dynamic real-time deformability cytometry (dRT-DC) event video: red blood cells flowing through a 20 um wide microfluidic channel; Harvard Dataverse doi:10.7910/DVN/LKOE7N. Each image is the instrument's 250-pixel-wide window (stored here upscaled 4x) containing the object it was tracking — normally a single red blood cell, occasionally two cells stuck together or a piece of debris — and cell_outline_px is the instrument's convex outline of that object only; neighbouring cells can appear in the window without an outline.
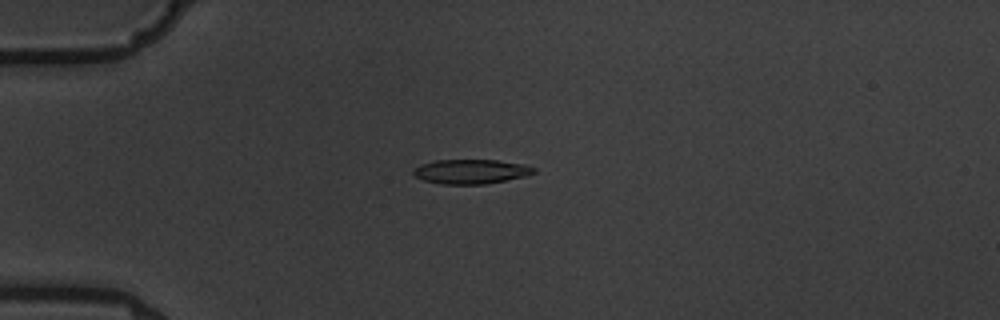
{"species": "common noctule bat (a hibernating species)", "species_latin": "Nyctalus noctula", "temperature_condition": "warm", "stored_images_in_passage": 10, "camera_frame_rate_fps": 3000, "um_per_image_px": 0.085, "animal": {"sex": "male", "body_mass_g": 19.5, "forearm_length_mm": 54.6}, "frame": {"image": 1, "passage_image": 4, "time_ms": 3.667, "image_size_px": [1000, 320], "cell_outline_px": [[536, 172], [528, 176], [484, 184], [440, 184], [424, 180], [416, 176], [412, 172], [412, 168], [420, 164], [436, 160], [496, 160], [524, 164], [536, 168]], "centroid_in_image_um": [40.04, 14.58], "position_along_channel_um": 45.0, "area_um2": 17.28}}
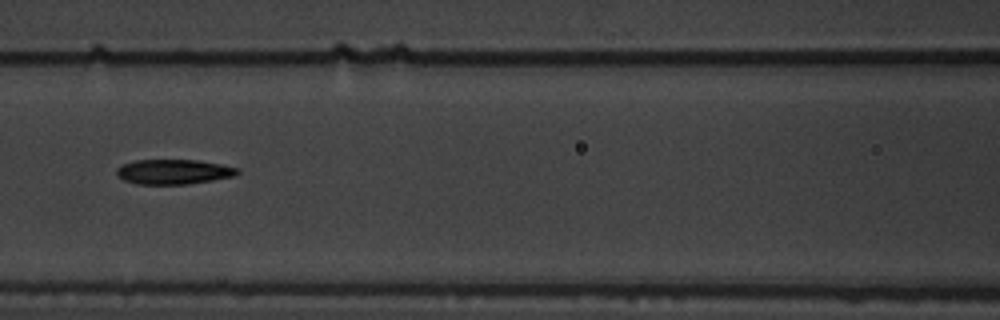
{"frame": {"image": 2, "passage_image": 7, "time_ms": 7.333, "image_size_px": [1000, 320], "cell_outline_px": [[240, 172], [236, 176], [188, 184], [136, 184], [124, 180], [116, 176], [116, 168], [124, 164], [136, 160], [196, 160], [220, 164], [240, 168]], "centroid_in_image_um": [14.76, 14.6], "position_along_channel_um": 151.8, "area_um2": 17.57}}
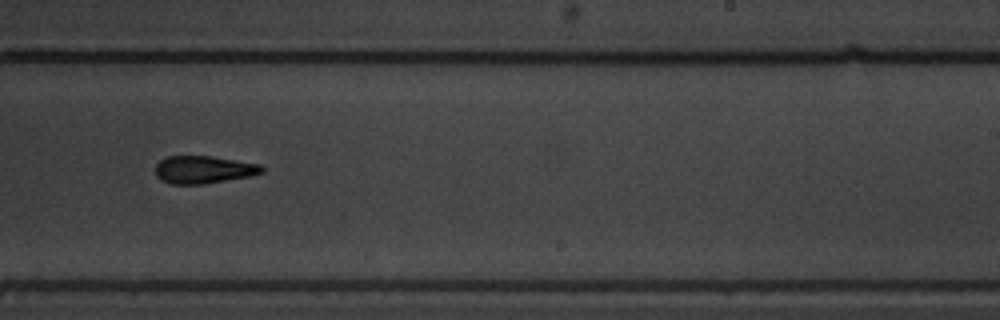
{"frame": {"image": 3, "passage_image": 10, "time_ms": 10.667, "image_size_px": [1000, 320], "cell_outline_px": [[264, 172], [248, 176], [204, 184], [172, 184], [160, 180], [156, 176], [156, 164], [160, 160], [168, 156], [212, 156], [260, 164], [264, 168]], "centroid_in_image_um": [17.28, 14.41], "position_along_channel_um": 271.7, "area_um2": 17.11}}